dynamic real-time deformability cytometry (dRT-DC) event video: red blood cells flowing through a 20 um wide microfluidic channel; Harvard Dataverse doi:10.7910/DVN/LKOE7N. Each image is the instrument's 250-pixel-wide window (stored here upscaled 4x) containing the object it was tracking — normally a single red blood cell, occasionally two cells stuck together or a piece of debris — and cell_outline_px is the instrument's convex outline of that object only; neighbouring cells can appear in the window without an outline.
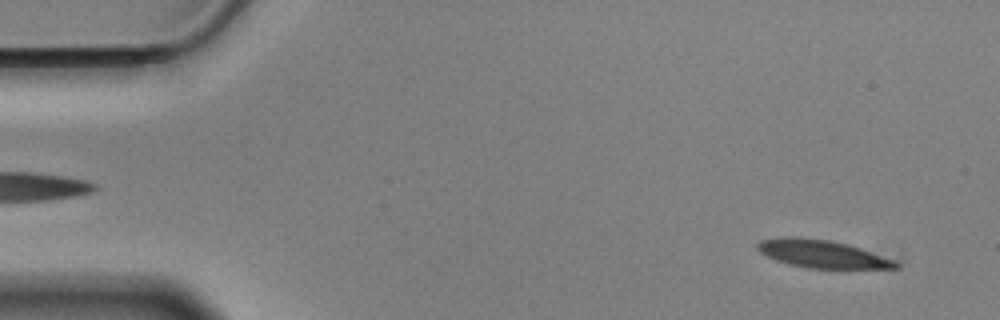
{"species": "Egyptian fruit bat (a non-hibernating species)", "species_latin": "Rousettus aegyptiacus", "temperature_condition": "cold", "stored_images_in_passage": 56, "camera_frame_rate_fps": 3000, "um_per_image_px": 0.085, "animal": {"sex": "male"}, "frame": {"image": 1, "passage_image": 3, "time_ms": 0.667, "image_size_px": [1000, 320], "cell_outline_px": [[900, 268], [808, 268], [788, 264], [776, 260], [760, 252], [756, 248], [756, 244], [760, 240], [780, 236], [800, 236], [832, 240], [848, 244], [896, 260], [900, 264]], "centroid_in_image_um": [69.85, 21.56], "position_along_channel_um": 15.1, "area_um2": 22.66}}
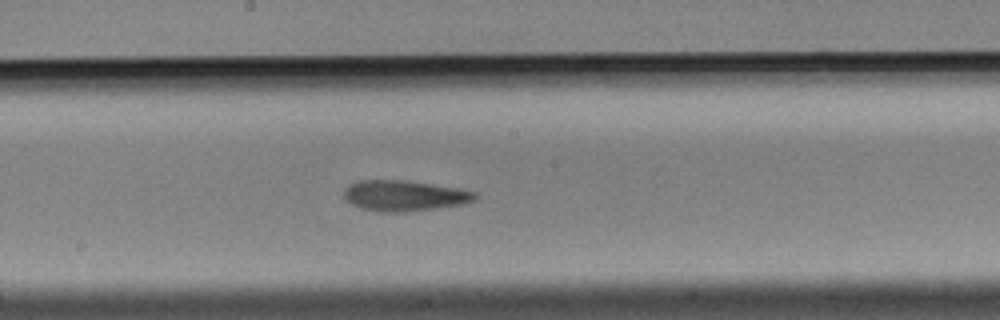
{"frame": {"image": 2, "passage_image": 29, "time_ms": 9.333, "image_size_px": [1000, 320], "cell_outline_px": [[480, 196], [476, 200], [460, 204], [436, 208], [404, 212], [376, 212], [360, 208], [352, 204], [344, 196], [344, 188], [348, 184], [360, 180], [408, 180], [456, 188], [476, 192]], "centroid_in_image_um": [34.35, 16.63], "position_along_channel_um": 213.8, "area_um2": 23.52}}
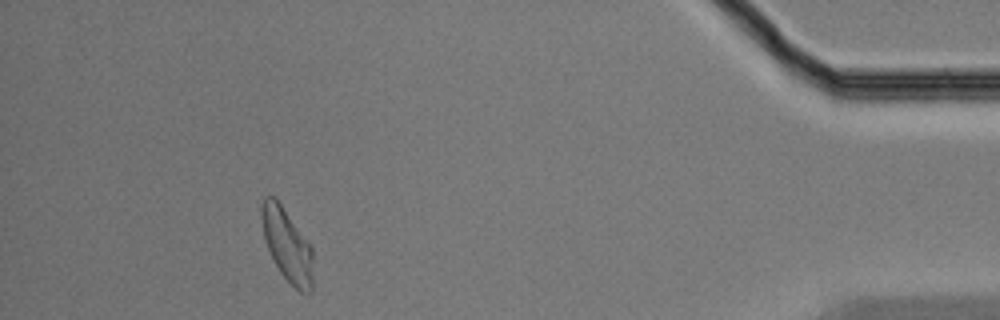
{"frame": {"image": 3, "passage_image": 51, "time_ms": 16.667, "image_size_px": [1000, 320], "cell_outline_px": [[312, 292], [308, 296], [300, 292], [280, 272], [268, 248], [264, 236], [260, 216], [260, 204], [264, 196], [272, 196], [280, 204], [312, 248]], "centroid_in_image_um": [24.39, 20.85], "position_along_channel_um": 410.8, "area_um2": 21.39}, "authors_computed_cell_mechanics": {"area_um2": 22.6576, "velocity_mm_per_s": 3.4895, "shape_relaxation_time_tau1_ms": 7.9801, "shape_relaxation_time_tau2_ms": 2.2462, "deformation_change_tau1": 0.169, "deformation_change_tau2": 0.0985}}